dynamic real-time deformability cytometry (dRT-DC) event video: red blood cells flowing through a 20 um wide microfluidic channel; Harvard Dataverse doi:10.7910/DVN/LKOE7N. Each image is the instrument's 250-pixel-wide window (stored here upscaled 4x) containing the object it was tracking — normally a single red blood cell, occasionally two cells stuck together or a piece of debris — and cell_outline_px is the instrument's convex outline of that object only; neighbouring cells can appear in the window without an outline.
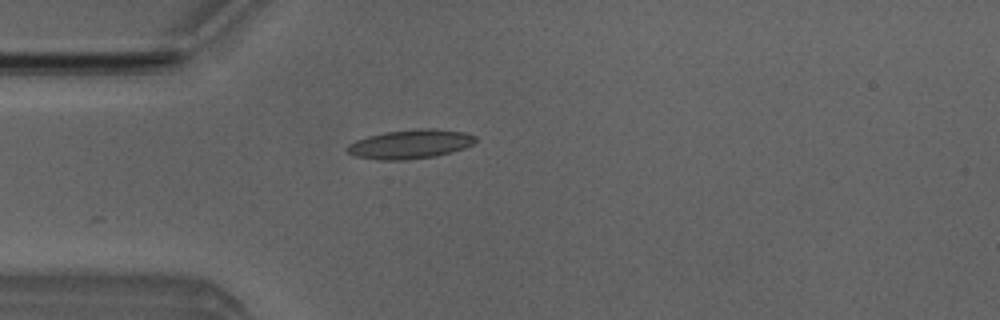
{"species": "Egyptian fruit bat (a non-hibernating species)", "species_latin": "Rousettus aegyptiacus", "temperature_condition": "room temperature", "stored_images_in_passage": 4, "camera_frame_rate_fps": 3000, "um_per_image_px": 0.085, "animal": {"sex": "male"}, "frame": {"image": 1, "passage_image": 4, "time_ms": 3.333, "image_size_px": [1000, 320], "cell_outline_px": [[476, 140], [472, 144], [464, 148], [436, 156], [408, 160], [380, 160], [356, 156], [348, 152], [344, 148], [348, 144], [356, 140], [368, 136], [384, 132], [416, 128], [432, 128], [464, 132], [476, 136]], "centroid_in_image_um": [34.85, 12.24], "position_along_channel_um": 50.1, "area_um2": 21.85}}